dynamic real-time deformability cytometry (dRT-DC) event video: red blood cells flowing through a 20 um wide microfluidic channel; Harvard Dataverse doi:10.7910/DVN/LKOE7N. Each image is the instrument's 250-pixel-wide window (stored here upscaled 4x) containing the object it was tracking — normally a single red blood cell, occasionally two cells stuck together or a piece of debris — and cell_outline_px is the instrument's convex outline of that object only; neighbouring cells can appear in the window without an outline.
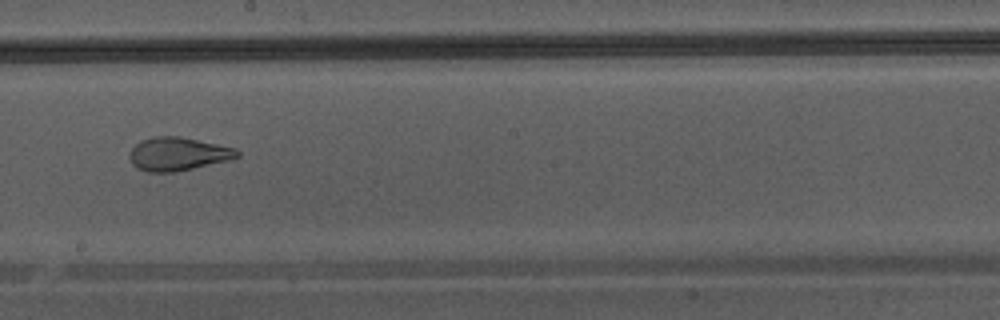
{"species": "Egyptian fruit bat (a non-hibernating species)", "species_latin": "Rousettus aegyptiacus", "temperature_condition": "warm", "stored_images_in_passage": 44, "camera_frame_rate_fps": 3000, "um_per_image_px": 0.085, "animal": {"sex": "male"}, "frame": {"image": 1, "passage_image": 26, "time_ms": 8.333, "image_size_px": [1000, 320], "cell_outline_px": [[240, 156], [228, 160], [192, 168], [172, 172], [148, 172], [136, 168], [132, 164], [128, 156], [132, 148], [140, 140], [152, 136], [180, 136], [236, 148], [240, 152]], "centroid_in_image_um": [15.09, 13.07], "position_along_channel_um": 233.1, "area_um2": 20.92}}